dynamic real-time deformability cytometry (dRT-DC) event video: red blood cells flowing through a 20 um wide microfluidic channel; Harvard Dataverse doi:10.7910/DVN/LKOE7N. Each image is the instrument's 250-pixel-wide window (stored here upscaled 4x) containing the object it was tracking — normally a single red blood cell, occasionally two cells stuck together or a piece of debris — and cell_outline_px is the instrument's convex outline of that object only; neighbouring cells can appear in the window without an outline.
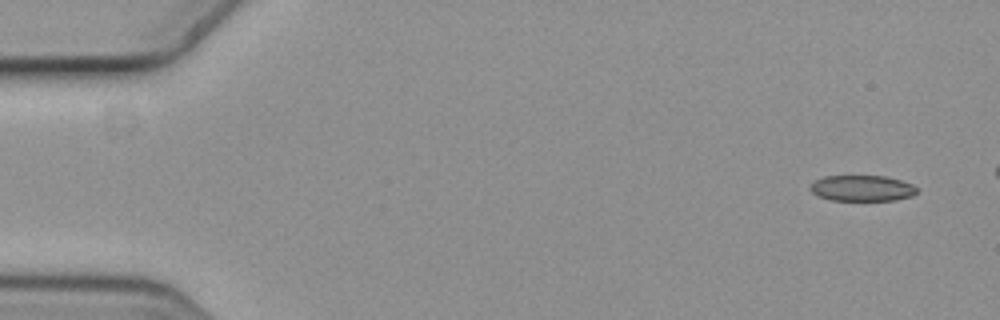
{"species": "common noctule bat (a hibernating species)", "species_latin": "Nyctalus noctula", "temperature_condition": "cold", "stored_images_in_passage": 6, "camera_frame_rate_fps": 3000, "um_per_image_px": 0.085, "animal": {"sex": "female", "body_mass_g": 19.3, "forearm_length_mm": 54.1}, "frame": {"image": 1, "passage_image": 1, "time_ms": 0.0, "image_size_px": [1000, 320], "cell_outline_px": [[916, 192], [912, 196], [896, 200], [832, 200], [820, 196], [812, 192], [808, 188], [816, 180], [824, 176], [884, 176], [900, 180], [912, 184], [916, 188]], "centroid_in_image_um": [73.28, 16.0], "position_along_channel_um": 11.7, "area_um2": 15.9}}